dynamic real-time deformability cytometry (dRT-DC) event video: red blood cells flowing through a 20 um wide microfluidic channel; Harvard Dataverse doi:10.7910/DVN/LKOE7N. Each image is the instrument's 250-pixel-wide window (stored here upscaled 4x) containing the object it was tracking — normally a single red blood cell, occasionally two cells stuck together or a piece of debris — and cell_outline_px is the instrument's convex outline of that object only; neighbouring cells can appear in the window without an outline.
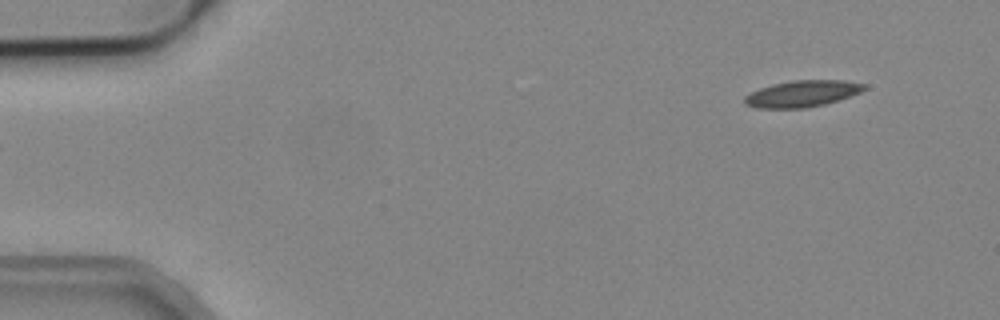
{"species": "common noctule bat (a hibernating species)", "species_latin": "Nyctalus noctula", "temperature_condition": "cold", "stored_images_in_passage": 5, "segment_of_instrument_passage": [2, 2], "camera_frame_rate_fps": 3000, "um_per_image_px": 0.085, "animal": {"sex": "male", "body_mass_g": 19.2, "forearm_length_mm": 51.8}, "frame": {"image": 1, "passage_image": 5, "time_ms": 1.333, "image_size_px": [1000, 320], "cell_outline_px": [[868, 88], [860, 92], [824, 104], [804, 108], [756, 108], [744, 104], [744, 96], [760, 88], [772, 84], [792, 80], [844, 80], [864, 84]], "centroid_in_image_um": [68.15, 7.96], "position_along_channel_um": 16.8, "area_um2": 18.32}}